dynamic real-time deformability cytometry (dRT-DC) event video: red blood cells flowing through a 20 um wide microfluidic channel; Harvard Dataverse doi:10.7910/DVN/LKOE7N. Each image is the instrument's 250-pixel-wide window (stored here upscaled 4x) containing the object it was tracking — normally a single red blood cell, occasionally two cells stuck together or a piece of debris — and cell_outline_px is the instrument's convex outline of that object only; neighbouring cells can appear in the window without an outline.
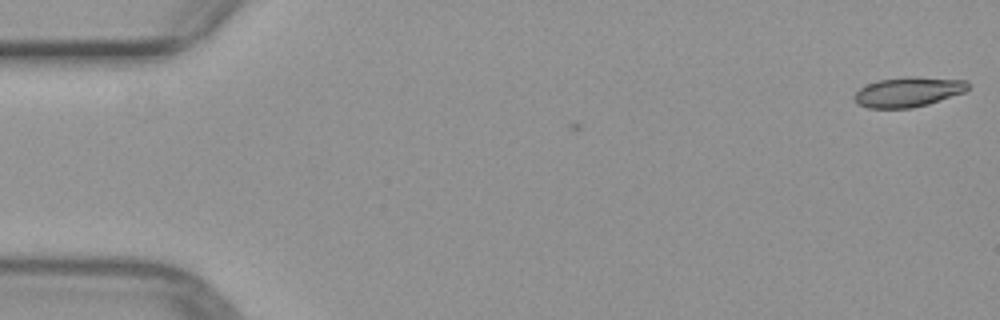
{"species": "common noctule bat (a hibernating species)", "species_latin": "Nyctalus noctula", "temperature_condition": "warm", "stored_images_in_passage": 3, "camera_frame_rate_fps": 3000, "um_per_image_px": 0.085, "animal": {"sex": "female", "body_mass_g": 29.2, "forearm_length_mm": 56.3}, "frame": {"image": 1, "passage_image": 1, "time_ms": 0.0, "image_size_px": [1000, 320], "cell_outline_px": [[968, 88], [964, 92], [928, 104], [912, 108], [868, 108], [856, 104], [852, 96], [860, 88], [868, 84], [880, 80], [904, 76], [916, 76], [968, 80]], "centroid_in_image_um": [77.18, 7.81], "position_along_channel_um": 7.8, "area_um2": 19.94}}